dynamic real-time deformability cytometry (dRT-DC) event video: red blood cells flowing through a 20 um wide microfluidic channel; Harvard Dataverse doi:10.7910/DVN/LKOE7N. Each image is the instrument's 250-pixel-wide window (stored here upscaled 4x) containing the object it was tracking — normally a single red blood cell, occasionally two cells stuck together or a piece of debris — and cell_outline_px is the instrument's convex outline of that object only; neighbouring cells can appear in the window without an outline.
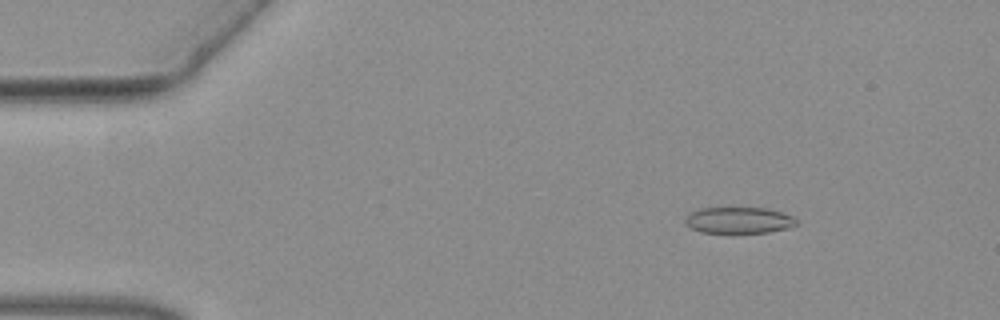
{"species": "common noctule bat (a hibernating species)", "species_latin": "Nyctalus noctula", "temperature_condition": "warm", "stored_images_in_passage": 48, "camera_frame_rate_fps": 3000, "um_per_image_px": 0.085, "animal": {"sex": "female", "body_mass_g": 19.3, "forearm_length_mm": 54.1}, "frame": {"image": 1, "passage_image": 2, "time_ms": 0.333, "image_size_px": [1000, 320], "cell_outline_px": [[800, 224], [788, 228], [768, 232], [728, 236], [700, 232], [684, 224], [684, 216], [700, 208], [764, 208], [780, 212], [792, 216]], "centroid_in_image_um": [62.75, 18.78], "position_along_channel_um": 22.3, "area_um2": 17.92}}
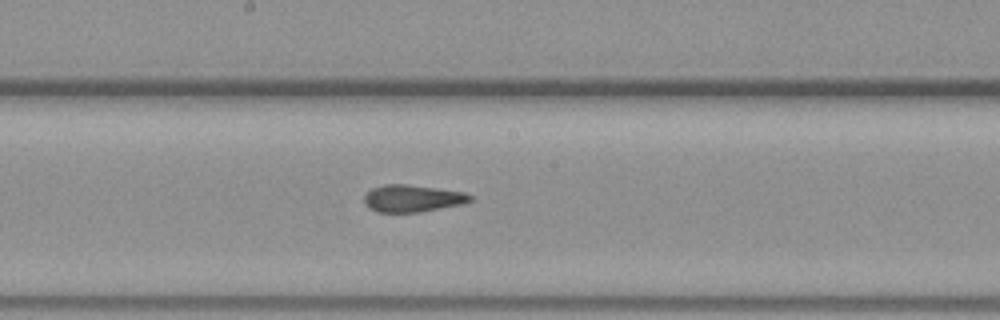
{"frame": {"image": 2, "passage_image": 23, "time_ms": 7.333, "image_size_px": [1000, 320], "cell_outline_px": [[472, 200], [464, 204], [420, 212], [376, 212], [368, 208], [364, 204], [364, 196], [372, 188], [384, 184], [408, 184], [464, 192], [472, 196]], "centroid_in_image_um": [35.04, 16.87], "position_along_channel_um": 213.2, "area_um2": 16.88}}
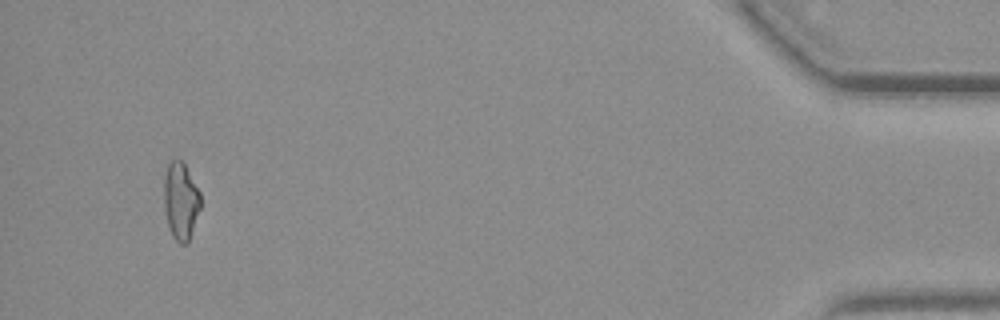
{"frame": {"image": 3, "passage_image": 45, "time_ms": 14.667, "image_size_px": [1000, 320], "cell_outline_px": [[200, 208], [188, 244], [180, 244], [172, 236], [168, 224], [164, 208], [164, 176], [168, 164], [172, 160], [180, 160], [184, 164], [200, 192]], "centroid_in_image_um": [15.36, 17.11], "position_along_channel_um": 419.8, "area_um2": 16.36}}